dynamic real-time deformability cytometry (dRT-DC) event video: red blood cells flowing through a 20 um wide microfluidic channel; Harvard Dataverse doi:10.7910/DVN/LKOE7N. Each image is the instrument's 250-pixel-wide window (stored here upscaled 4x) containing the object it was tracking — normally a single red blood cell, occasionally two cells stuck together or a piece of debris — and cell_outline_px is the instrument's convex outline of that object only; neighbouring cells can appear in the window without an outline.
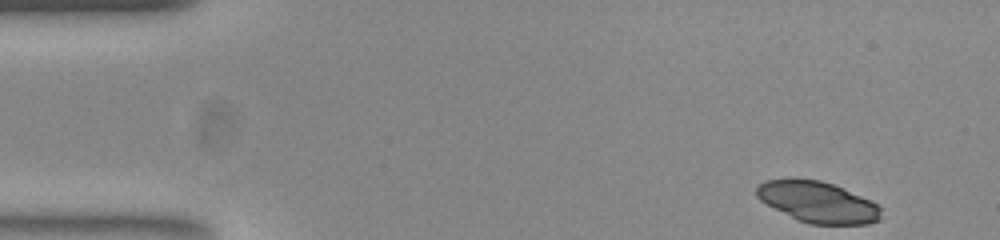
{"species": "common noctule bat (a hibernating species)", "species_latin": "Nyctalus noctula", "temperature_condition": "room temperature", "stored_images_in_passage": 49, "camera_frame_rate_fps": 3000, "um_per_image_px": 0.085, "animal": {"sex": "female", "body_mass_g": 23.0, "forearm_length_mm": 53.4}, "frame": {"image": 1, "passage_image": 1, "time_ms": 0.0, "image_size_px": [1000, 240], "cell_outline_px": [[880, 220], [868, 224], [808, 224], [796, 220], [760, 200], [756, 196], [756, 188], [760, 184], [768, 180], [820, 180], [832, 184], [872, 200], [880, 208]], "centroid_in_image_um": [69.53, 17.2], "position_along_channel_um": 15.5, "area_um2": 29.36}}